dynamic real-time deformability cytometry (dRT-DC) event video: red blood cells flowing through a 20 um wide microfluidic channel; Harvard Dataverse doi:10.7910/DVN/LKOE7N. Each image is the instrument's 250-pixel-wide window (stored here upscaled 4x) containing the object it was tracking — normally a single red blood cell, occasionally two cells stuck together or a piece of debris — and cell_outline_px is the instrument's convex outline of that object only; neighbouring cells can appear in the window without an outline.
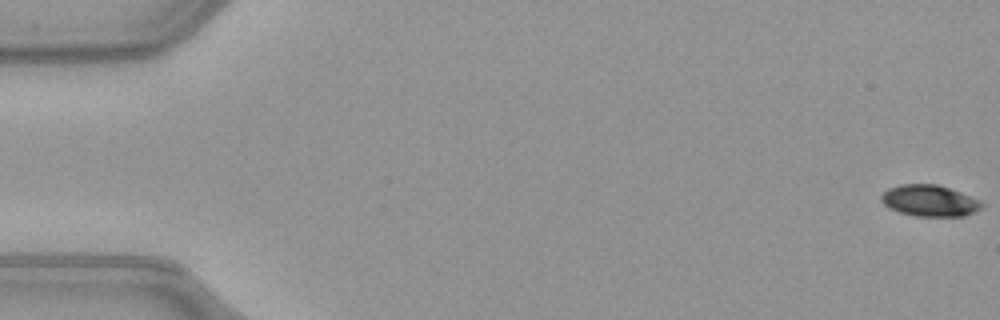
{"species": "common noctule bat (a hibernating species)", "species_latin": "Nyctalus noctula", "temperature_condition": "warm", "stored_images_in_passage": 53, "camera_frame_rate_fps": 3000, "um_per_image_px": 0.085, "animal": {"sex": "female", "body_mass_g": 21.9}, "frame": {"image": 1, "passage_image": 1, "time_ms": 0.0, "image_size_px": [1000, 320], "cell_outline_px": [[984, 204], [980, 208], [964, 216], [916, 216], [900, 212], [888, 208], [880, 200], [880, 196], [888, 188], [900, 184], [936, 184], [960, 192], [980, 200]], "centroid_in_image_um": [78.98, 17.05], "position_along_channel_um": 6.0, "area_um2": 18.26}}
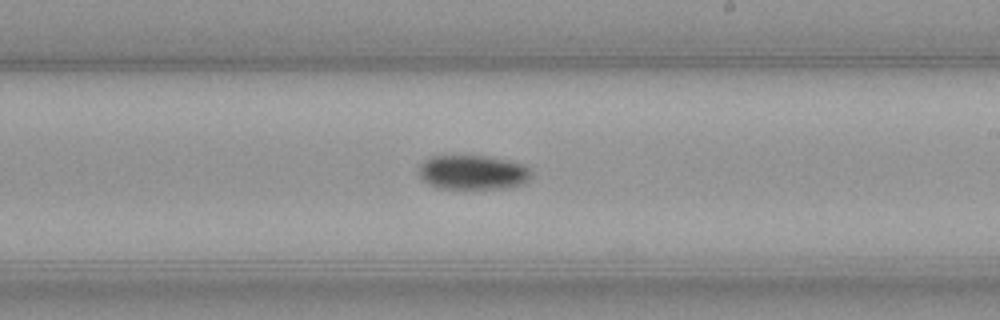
{"frame": {"image": 2, "passage_image": 31, "time_ms": 10.0, "image_size_px": [1000, 320], "cell_outline_px": [[532, 180], [524, 184], [508, 188], [436, 188], [428, 184], [420, 176], [420, 164], [424, 160], [432, 156], [484, 156], [508, 160], [524, 164], [532, 168]], "centroid_in_image_um": [40.27, 14.65], "position_along_channel_um": 248.7, "area_um2": 22.83}}
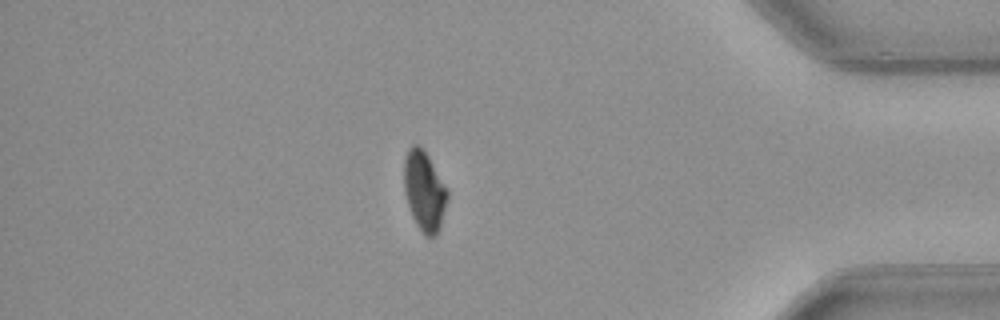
{"frame": {"image": 3, "passage_image": 45, "time_ms": 14.667, "image_size_px": [1000, 320], "cell_outline_px": [[448, 196], [440, 224], [436, 232], [432, 236], [424, 236], [416, 224], [412, 216], [404, 192], [404, 160], [408, 148], [412, 144], [416, 144], [428, 156], [448, 188]], "centroid_in_image_um": [36.05, 16.21], "position_along_channel_um": 399.2, "area_um2": 19.88}, "authors_computed_cell_mechanics": {"area_um2": 20.9236, "velocity_mm_per_s": 4.0285, "shape_relaxation_time_tau1_ms": 2.4191, "shape_relaxation_time_tau2_ms": null, "deformation_change_tau1": 0.1224, "deformation_change_tau2": null}}